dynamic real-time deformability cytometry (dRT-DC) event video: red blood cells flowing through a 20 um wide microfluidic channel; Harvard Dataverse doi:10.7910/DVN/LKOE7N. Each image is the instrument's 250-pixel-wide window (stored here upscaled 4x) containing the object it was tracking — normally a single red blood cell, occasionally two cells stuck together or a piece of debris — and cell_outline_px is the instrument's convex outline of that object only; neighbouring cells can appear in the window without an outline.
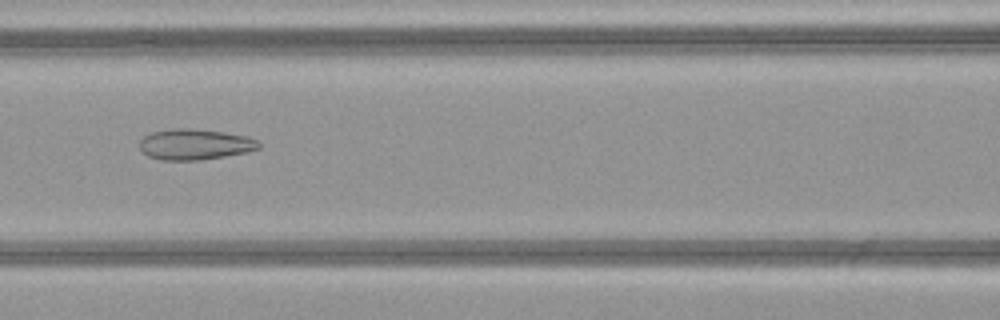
{"species": "common noctule bat (a hibernating species)", "species_latin": "Nyctalus noctula", "temperature_condition": "warm", "stored_images_in_passage": 33, "camera_frame_rate_fps": 3000, "um_per_image_px": 0.085, "animal": {"sex": "female", "body_mass_g": 21.9}, "frame": {"image": 1, "passage_image": 11, "time_ms": 3.333, "image_size_px": [1000, 320], "cell_outline_px": [[260, 148], [248, 152], [200, 160], [160, 160], [148, 156], [140, 148], [140, 140], [144, 136], [152, 132], [172, 128], [188, 128], [224, 132], [248, 136], [256, 140], [260, 144]], "centroid_in_image_um": [16.57, 12.27], "position_along_channel_um": 150.0, "area_um2": 21.39}}
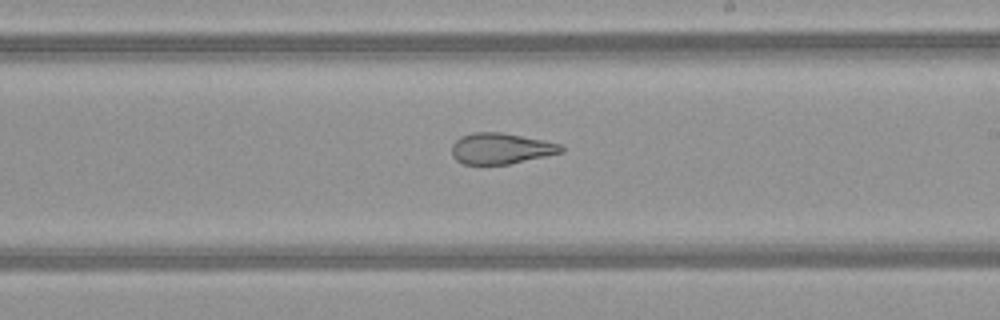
{"frame": {"image": 2, "passage_image": 18, "time_ms": 5.667, "image_size_px": [1000, 320], "cell_outline_px": [[564, 152], [508, 164], [464, 164], [456, 160], [452, 156], [452, 144], [460, 136], [472, 132], [500, 132], [544, 140], [560, 144], [564, 148]], "centroid_in_image_um": [42.56, 12.61], "position_along_channel_um": 246.4, "area_um2": 19.71}}
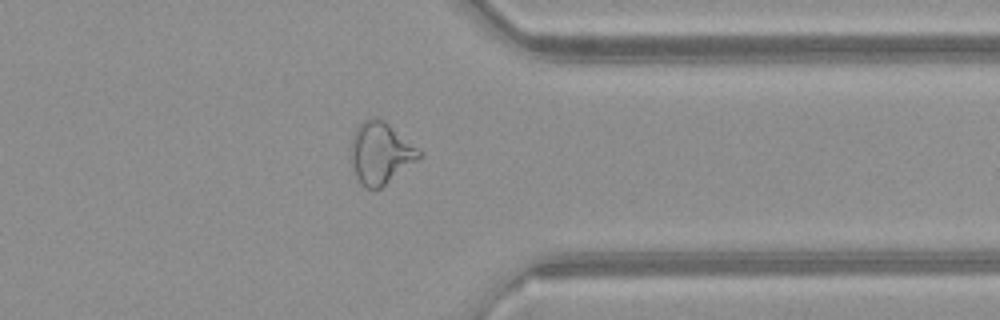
{"frame": {"image": 3, "passage_image": 28, "time_ms": 9.0, "image_size_px": [1000, 320], "cell_outline_px": [[424, 152], [416, 160], [380, 188], [364, 188], [356, 176], [352, 160], [352, 136], [356, 128], [364, 120], [376, 116], [384, 120]], "centroid_in_image_um": [32.35, 12.98], "position_along_channel_um": 379.0, "area_um2": 24.04}}